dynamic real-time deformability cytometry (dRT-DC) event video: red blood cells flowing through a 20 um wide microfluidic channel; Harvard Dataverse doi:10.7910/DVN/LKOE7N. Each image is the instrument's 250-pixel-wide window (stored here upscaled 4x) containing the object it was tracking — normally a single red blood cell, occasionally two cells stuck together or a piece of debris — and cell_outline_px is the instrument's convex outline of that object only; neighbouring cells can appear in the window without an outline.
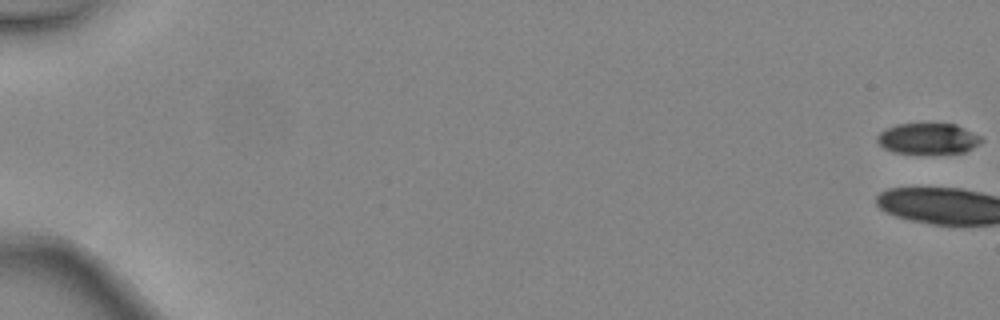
{"species": "common noctule bat (a hibernating species)", "species_latin": "Nyctalus noctula", "temperature_condition": "warm", "stored_images_in_passage": 6, "camera_frame_rate_fps": 3000, "um_per_image_px": 0.085, "animal": {"sex": "female", "body_mass_g": 24.6, "forearm_length_mm": 56.2}, "frame": {"image": 1, "passage_image": 1, "time_ms": 0.0, "image_size_px": [1000, 320], "cell_outline_px": [[984, 140], [972, 148], [964, 152], [892, 152], [884, 148], [876, 140], [876, 136], [880, 132], [896, 124], [956, 124], [980, 136]], "centroid_in_image_um": [78.87, 11.76], "position_along_channel_um": 6.1, "area_um2": 18.26}}